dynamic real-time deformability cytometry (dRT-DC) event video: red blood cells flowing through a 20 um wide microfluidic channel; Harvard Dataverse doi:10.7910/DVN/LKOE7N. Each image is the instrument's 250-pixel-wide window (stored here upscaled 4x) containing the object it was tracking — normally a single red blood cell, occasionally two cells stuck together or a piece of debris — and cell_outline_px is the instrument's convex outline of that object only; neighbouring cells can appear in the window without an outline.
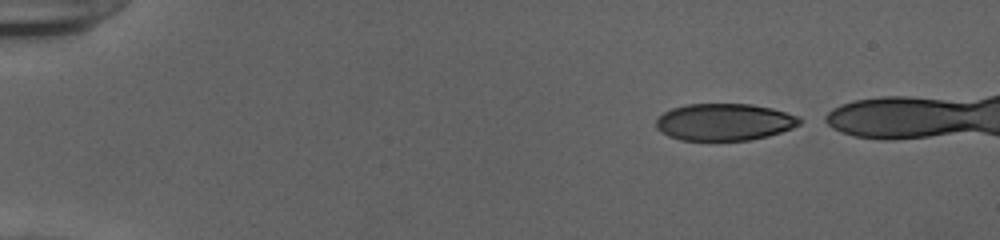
{"species": "human", "species_latin": "Homo sapiens", "temperature_condition": "cold", "stored_images_in_passage": 43, "camera_frame_rate_fps": 3000, "um_per_image_px": 0.085, "donor": {"sex": "female"}, "frame": {"image": 1, "passage_image": 1, "time_ms": 0.0, "image_size_px": [1000, 240], "cell_outline_px": [[800, 124], [792, 128], [768, 136], [748, 140], [680, 140], [668, 136], [660, 132], [656, 128], [656, 120], [664, 112], [672, 108], [684, 104], [752, 104], [772, 108], [800, 116]], "centroid_in_image_um": [61.56, 10.37], "position_along_channel_um": 23.4, "area_um2": 31.04}}
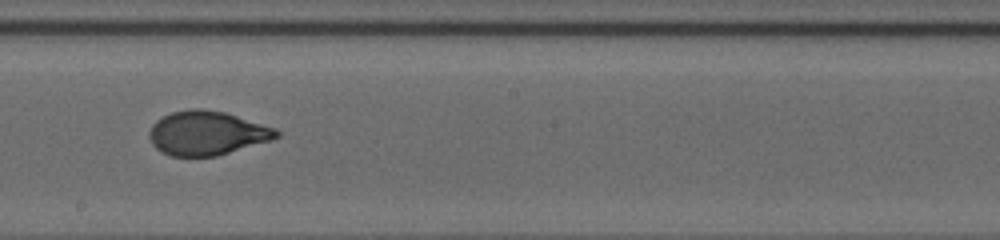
{"frame": {"image": 2, "passage_image": 25, "time_ms": 8.0, "image_size_px": [1000, 240], "cell_outline_px": [[280, 136], [272, 140], [216, 156], [172, 156], [160, 152], [152, 144], [148, 136], [148, 132], [152, 124], [156, 120], [172, 112], [188, 108], [200, 108], [224, 112], [276, 128], [280, 132]], "centroid_in_image_um": [17.57, 11.31], "position_along_channel_um": 230.6, "area_um2": 32.77}}
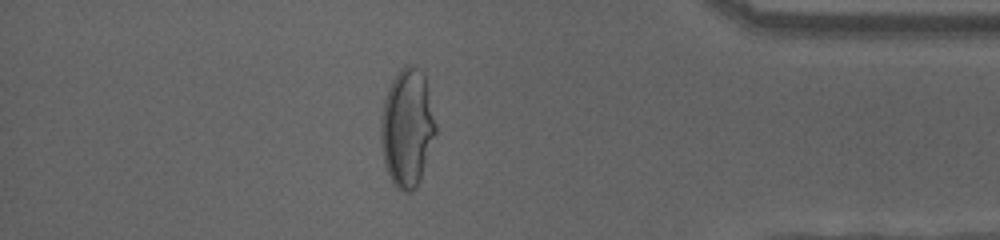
{"frame": {"image": 3, "passage_image": 40, "time_ms": 13.0, "image_size_px": [1000, 240], "cell_outline_px": [[436, 132], [420, 180], [416, 188], [412, 192], [404, 192], [396, 188], [384, 164], [380, 144], [380, 116], [384, 100], [388, 88], [396, 72], [404, 64], [412, 64], [424, 72], [436, 124]], "centroid_in_image_um": [34.59, 10.84], "position_along_channel_um": 400.6, "area_um2": 38.15}}